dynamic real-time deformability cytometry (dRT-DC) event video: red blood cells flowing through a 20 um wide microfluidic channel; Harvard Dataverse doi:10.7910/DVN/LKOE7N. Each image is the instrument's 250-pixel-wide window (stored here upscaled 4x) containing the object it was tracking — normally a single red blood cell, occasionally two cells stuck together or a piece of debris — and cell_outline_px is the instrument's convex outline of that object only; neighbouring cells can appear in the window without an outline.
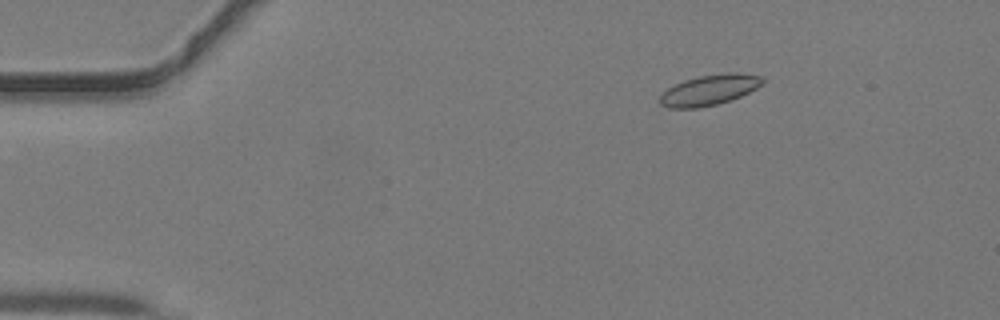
{"species": "common noctule bat (a hibernating species)", "species_latin": "Nyctalus noctula", "temperature_condition": "warm", "stored_images_in_passage": 46, "camera_frame_rate_fps": 3000, "um_per_image_px": 0.085, "animal": {"sex": "male", "body_mass_g": 19.2, "forearm_length_mm": 51.8}, "frame": {"image": 1, "passage_image": 8, "time_ms": 2.333, "image_size_px": [1000, 320], "cell_outline_px": [[764, 84], [732, 100], [716, 104], [696, 108], [668, 108], [660, 104], [660, 96], [668, 88], [684, 80], [700, 76], [728, 72], [736, 72], [760, 76], [764, 80]], "centroid_in_image_um": [60.31, 7.65], "position_along_channel_um": 24.7, "area_um2": 18.09}}
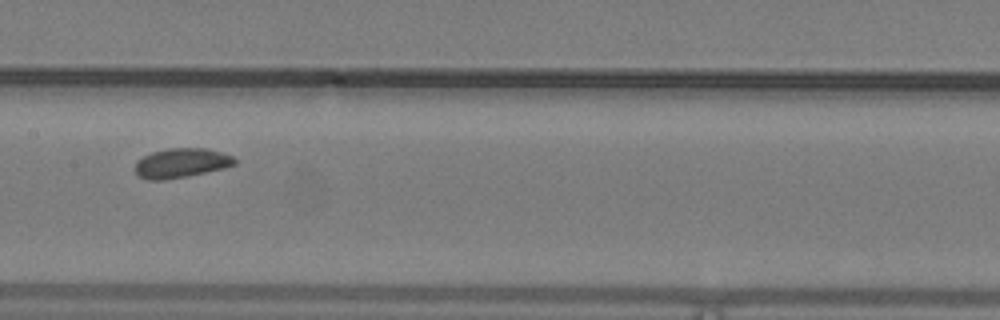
{"frame": {"image": 2, "passage_image": 24, "time_ms": 7.667, "image_size_px": [1000, 320], "cell_outline_px": [[236, 164], [224, 168], [188, 176], [164, 180], [148, 180], [140, 176], [132, 168], [136, 160], [152, 152], [168, 148], [208, 148], [232, 156], [236, 160]], "centroid_in_image_um": [15.37, 13.86], "position_along_channel_um": 192.0, "area_um2": 17.22}}
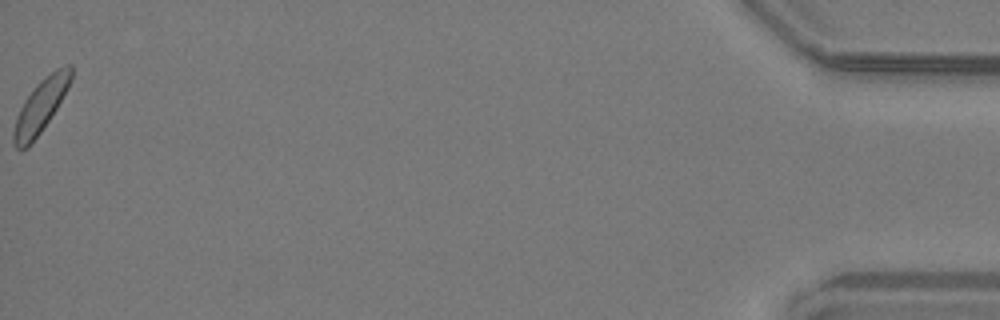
{"frame": {"image": 3, "passage_image": 46, "time_ms": 15.0, "image_size_px": [1000, 320], "cell_outline_px": [[72, 80], [68, 88], [56, 108], [40, 132], [28, 148], [16, 148], [12, 144], [12, 132], [16, 116], [24, 100], [36, 84], [44, 76], [56, 68], [68, 64], [72, 64]], "centroid_in_image_um": [3.44, 8.99], "position_along_channel_um": 431.8, "area_um2": 17.74}}